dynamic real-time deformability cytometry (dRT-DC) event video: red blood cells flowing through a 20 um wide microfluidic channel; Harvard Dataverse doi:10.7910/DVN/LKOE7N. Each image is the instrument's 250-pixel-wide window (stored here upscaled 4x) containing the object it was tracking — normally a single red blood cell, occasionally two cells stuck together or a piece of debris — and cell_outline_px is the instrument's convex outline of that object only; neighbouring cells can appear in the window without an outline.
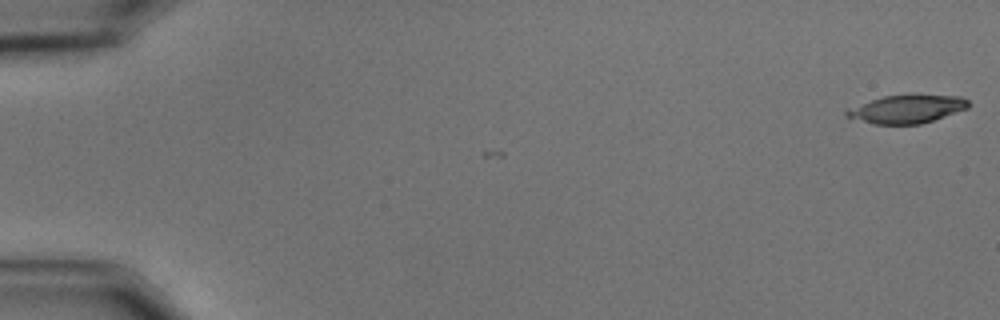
{"species": "common noctule bat (a hibernating species)", "species_latin": "Nyctalus noctula", "temperature_condition": "cold", "stored_images_in_passage": 15, "camera_frame_rate_fps": 3000, "um_per_image_px": 0.085, "animal": {"sex": "male", "body_mass_g": 15.6}, "frame": {"image": 1, "passage_image": 1, "time_ms": 0.0, "image_size_px": [1000, 320], "cell_outline_px": [[968, 108], [920, 124], [872, 124], [844, 116], [844, 108], [884, 96], [912, 92], [916, 92], [960, 96], [968, 100]], "centroid_in_image_um": [77.04, 9.22], "position_along_channel_um": 8.0, "area_um2": 20.81}}